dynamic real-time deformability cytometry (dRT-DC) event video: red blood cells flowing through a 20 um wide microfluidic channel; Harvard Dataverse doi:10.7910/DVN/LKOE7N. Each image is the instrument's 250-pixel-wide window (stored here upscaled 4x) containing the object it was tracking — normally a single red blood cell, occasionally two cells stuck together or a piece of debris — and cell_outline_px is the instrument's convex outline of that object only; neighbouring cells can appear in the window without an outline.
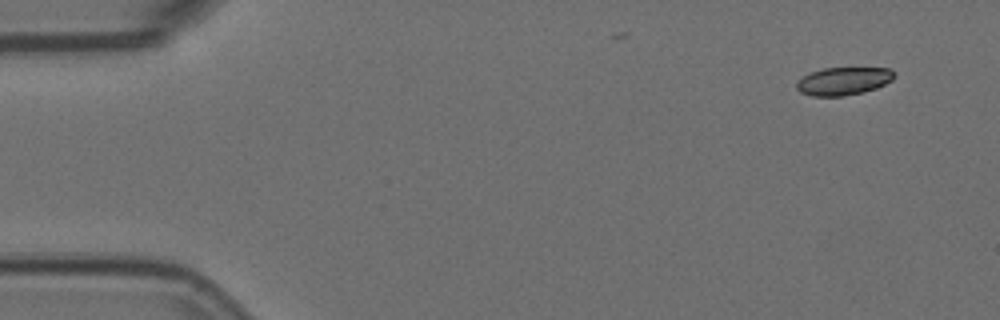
{"species": "Egyptian fruit bat (a non-hibernating species)", "species_latin": "Rousettus aegyptiacus", "temperature_condition": "room temperature", "stored_images_in_passage": 4, "camera_frame_rate_fps": 3000, "um_per_image_px": 0.085, "animal": {"sex": "female"}, "frame": {"image": 1, "passage_image": 1, "time_ms": 0.0, "image_size_px": [1000, 320], "cell_outline_px": [[896, 76], [892, 80], [876, 88], [864, 92], [844, 96], [812, 96], [800, 92], [796, 88], [796, 80], [812, 72], [824, 68], [888, 68]], "centroid_in_image_um": [71.67, 6.9], "position_along_channel_um": 13.3, "area_um2": 15.84}}
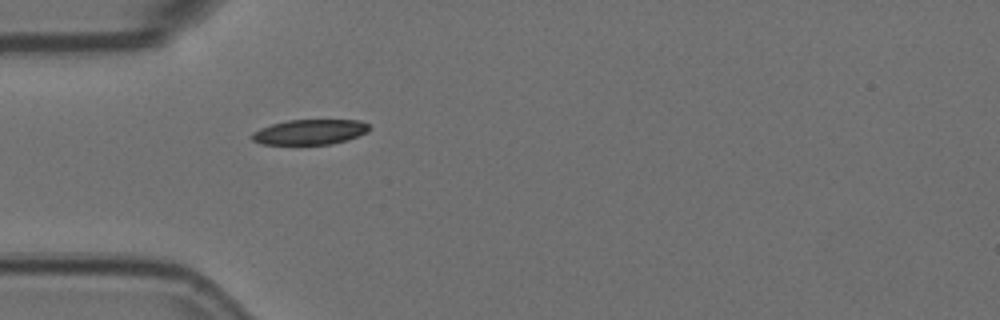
{"frame": {"image": 2, "passage_image": 4, "time_ms": 1.0, "image_size_px": [1000, 320], "cell_outline_px": [[368, 132], [348, 140], [332, 144], [260, 144], [252, 140], [252, 132], [260, 128], [272, 124], [288, 120], [360, 120], [368, 124]], "centroid_in_image_um": [26.34, 11.22], "position_along_channel_um": 58.7, "area_um2": 17.17}}